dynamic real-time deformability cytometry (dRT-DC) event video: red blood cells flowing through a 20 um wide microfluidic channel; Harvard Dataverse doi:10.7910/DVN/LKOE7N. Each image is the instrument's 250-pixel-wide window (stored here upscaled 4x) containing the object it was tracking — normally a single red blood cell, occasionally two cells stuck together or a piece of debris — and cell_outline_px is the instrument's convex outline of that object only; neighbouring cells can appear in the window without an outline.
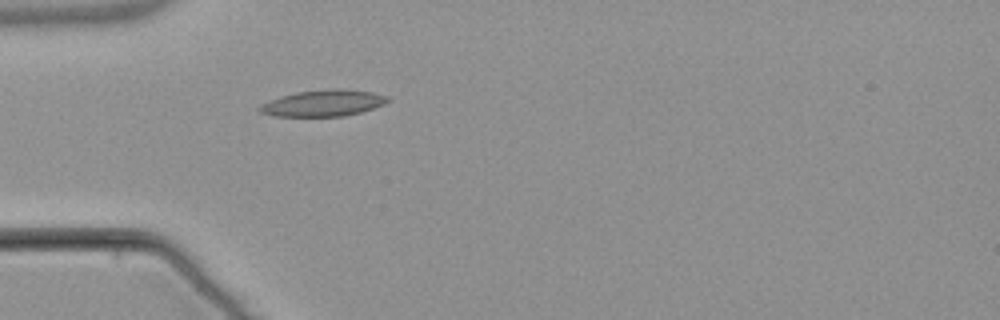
{"species": "common noctule bat (a hibernating species)", "species_latin": "Nyctalus noctula", "temperature_condition": "warm", "stored_images_in_passage": 35, "camera_frame_rate_fps": 3000, "um_per_image_px": 0.085, "animal": {"sex": "male", "body_mass_g": 21.5, "forearm_length_mm": 52.0}, "frame": {"image": 1, "passage_image": 1, "time_ms": 0.0, "image_size_px": [1000, 320], "cell_outline_px": [[392, 100], [384, 104], [360, 112], [344, 116], [272, 116], [260, 112], [256, 108], [260, 104], [268, 100], [280, 96], [296, 92], [328, 88], [344, 88], [372, 92], [388, 96]], "centroid_in_image_um": [27.45, 8.75], "position_along_channel_um": 57.5, "area_um2": 20.0}}
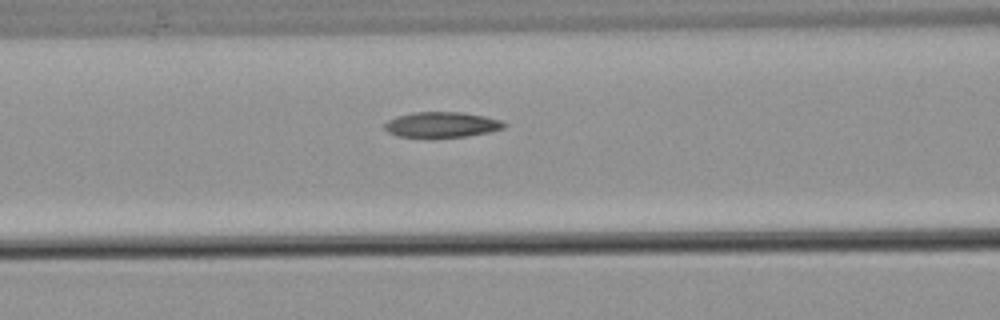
{"frame": {"image": 2, "passage_image": 7, "time_ms": 2.0, "image_size_px": [1000, 320], "cell_outline_px": [[508, 124], [504, 128], [488, 132], [468, 136], [396, 136], [388, 132], [384, 128], [384, 124], [388, 120], [396, 116], [412, 112], [460, 112], [484, 116], [500, 120]], "centroid_in_image_um": [37.54, 10.58], "position_along_channel_um": 129.1, "area_um2": 17.46}}
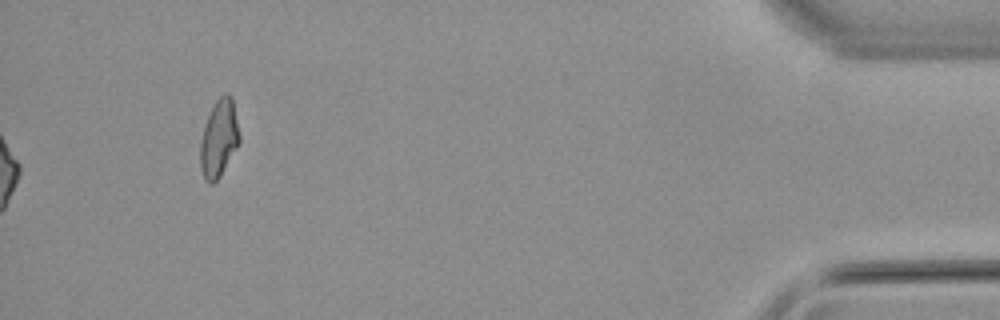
{"frame": {"image": 3, "passage_image": 35, "time_ms": 11.333, "image_size_px": [1000, 320], "cell_outline_px": [[240, 144], [220, 176], [212, 184], [208, 184], [204, 180], [200, 168], [200, 144], [204, 124], [216, 100], [224, 92], [228, 92], [232, 96], [240, 136]], "centroid_in_image_um": [18.61, 11.78], "position_along_channel_um": 416.6, "area_um2": 17.92}, "authors_computed_cell_mechanics": {"area_um2": 17.918, "velocity_mm_per_s": 3.8186, "shape_relaxation_time_tau1_ms": null, "shape_relaxation_time_tau2_ms": 4.1985, "deformation_change_tau1": null, "deformation_change_tau2": 0.1222}}